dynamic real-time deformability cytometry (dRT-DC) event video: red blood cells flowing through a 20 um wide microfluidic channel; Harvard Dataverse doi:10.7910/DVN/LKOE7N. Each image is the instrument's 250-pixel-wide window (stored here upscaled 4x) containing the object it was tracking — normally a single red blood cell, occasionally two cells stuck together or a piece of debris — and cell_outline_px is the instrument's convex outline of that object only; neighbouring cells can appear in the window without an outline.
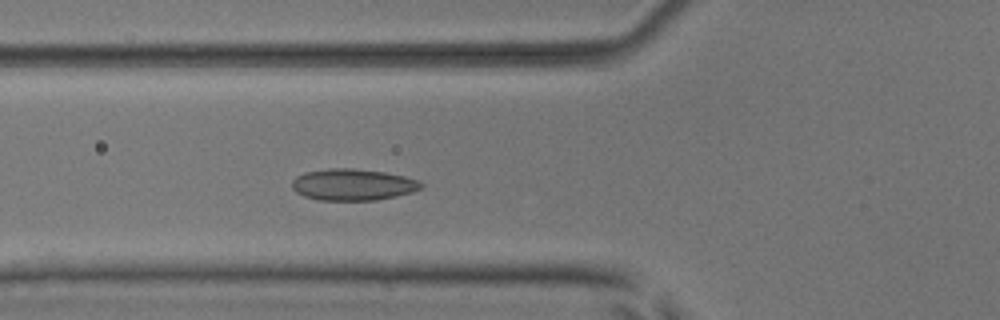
{"species": "common noctule bat (a hibernating species)", "species_latin": "Nyctalus noctula", "temperature_condition": "room temperature", "stored_images_in_passage": 4, "camera_frame_rate_fps": 3000, "um_per_image_px": 0.085, "animal": {"sex": "male", "body_mass_g": 17.9, "forearm_length_mm": 54.2}, "frame": {"image": 1, "passage_image": 4, "time_ms": 3.333, "image_size_px": [1000, 320], "cell_outline_px": [[424, 184], [420, 188], [412, 192], [396, 196], [376, 200], [320, 200], [304, 196], [296, 192], [292, 188], [292, 180], [296, 176], [304, 172], [328, 168], [352, 168], [384, 172], [404, 176], [420, 180]], "centroid_in_image_um": [29.99, 15.69], "position_along_channel_um": 95.8, "area_um2": 23.81}}